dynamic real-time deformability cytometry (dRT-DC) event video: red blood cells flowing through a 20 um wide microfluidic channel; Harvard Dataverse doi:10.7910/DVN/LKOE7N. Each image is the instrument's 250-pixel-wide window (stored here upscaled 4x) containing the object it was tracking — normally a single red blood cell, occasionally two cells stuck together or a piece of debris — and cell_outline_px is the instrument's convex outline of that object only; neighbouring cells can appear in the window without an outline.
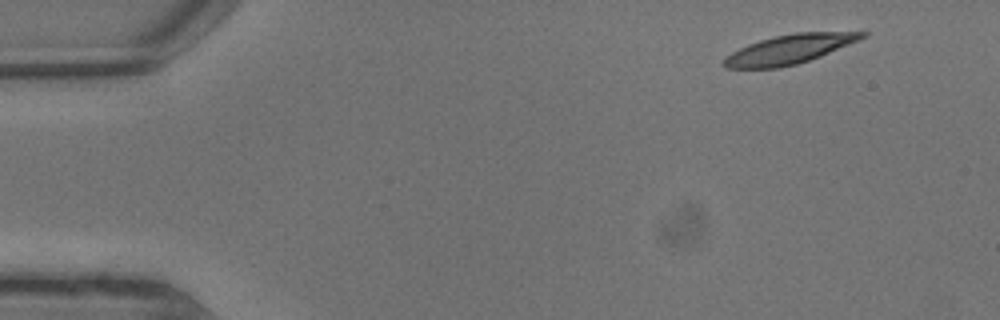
{"species": "common noctule bat (a hibernating species)", "species_latin": "Nyctalus noctula", "temperature_condition": "warm", "stored_images_in_passage": 6, "segment_of_instrument_passage": [1, 2], "camera_frame_rate_fps": 3000, "um_per_image_px": 0.085, "animal": {"sex": "male", "body_mass_g": 13.3}, "frame": {"image": 1, "passage_image": 1, "time_ms": 0.0, "image_size_px": [1000, 320], "cell_outline_px": [[868, 36], [860, 40], [820, 56], [796, 64], [780, 68], [724, 68], [720, 64], [732, 52], [748, 44], [760, 40], [776, 36], [796, 32], [868, 32]], "centroid_in_image_um": [67.1, 4.19], "position_along_channel_um": 17.9, "area_um2": 23.35}}
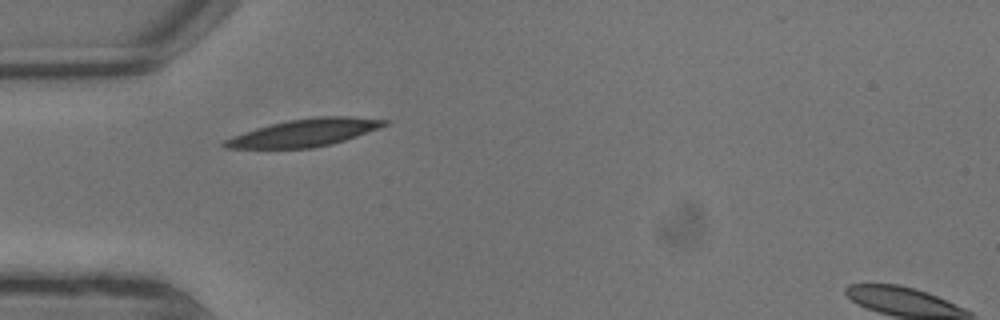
{"frame": {"image": 2, "passage_image": 5, "time_ms": 1.333, "image_size_px": [1000, 320], "cell_outline_px": [[388, 124], [380, 128], [332, 144], [312, 148], [224, 148], [220, 144], [224, 140], [232, 136], [256, 128], [288, 120], [316, 116], [348, 116], [388, 120]], "centroid_in_image_um": [25.88, 11.28], "position_along_channel_um": 59.1, "area_um2": 25.43}}